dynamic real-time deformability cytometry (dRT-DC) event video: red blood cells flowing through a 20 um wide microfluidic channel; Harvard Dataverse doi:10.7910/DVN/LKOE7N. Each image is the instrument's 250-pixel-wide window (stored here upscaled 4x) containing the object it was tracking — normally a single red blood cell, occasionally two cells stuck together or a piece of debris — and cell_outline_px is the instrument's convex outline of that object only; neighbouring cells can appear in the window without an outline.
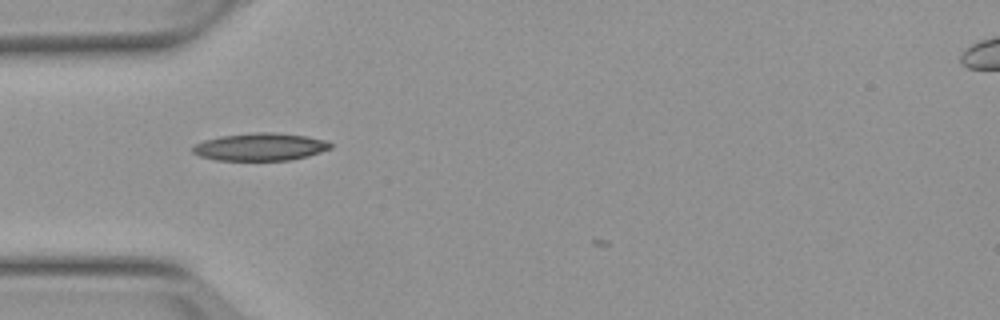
{"species": "Egyptian fruit bat (a non-hibernating species)", "species_latin": "Rousettus aegyptiacus", "temperature_condition": "warm", "stored_images_in_passage": 4, "camera_frame_rate_fps": 3000, "um_per_image_px": 0.085, "animal": {"sex": "female"}, "frame": {"image": 1, "passage_image": 3, "time_ms": 2.333, "image_size_px": [1000, 320], "cell_outline_px": [[332, 148], [308, 156], [288, 160], [216, 160], [200, 156], [192, 152], [192, 148], [196, 144], [204, 140], [220, 136], [256, 132], [272, 132], [304, 136], [328, 140], [332, 144]], "centroid_in_image_um": [22.13, 12.48], "position_along_channel_um": 62.9, "area_um2": 22.08}}